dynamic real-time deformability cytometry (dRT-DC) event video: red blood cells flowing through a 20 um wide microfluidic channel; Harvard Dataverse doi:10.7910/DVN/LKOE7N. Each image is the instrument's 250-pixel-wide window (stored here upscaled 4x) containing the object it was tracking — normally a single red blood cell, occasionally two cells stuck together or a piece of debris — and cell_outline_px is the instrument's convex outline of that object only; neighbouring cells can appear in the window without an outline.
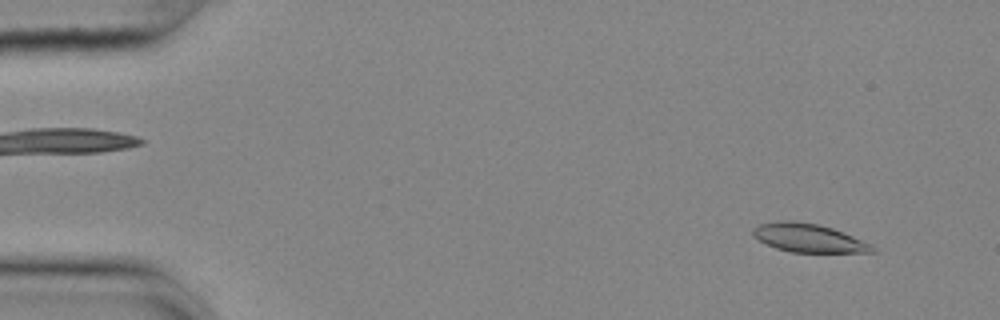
{"species": "common noctule bat (a hibernating species)", "species_latin": "Nyctalus noctula", "temperature_condition": "cold", "stored_images_in_passage": 55, "camera_frame_rate_fps": 3000, "um_per_image_px": 0.085, "animal": {"sex": "female", "body_mass_g": 25.1}, "frame": {"image": 1, "passage_image": 4, "time_ms": 1.0, "image_size_px": [1000, 320], "cell_outline_px": [[876, 252], [792, 252], [776, 248], [752, 236], [752, 228], [760, 224], [776, 220], [792, 220], [816, 224], [832, 228], [872, 244], [876, 248]], "centroid_in_image_um": [68.71, 20.22], "position_along_channel_um": 16.3, "area_um2": 19.71}}
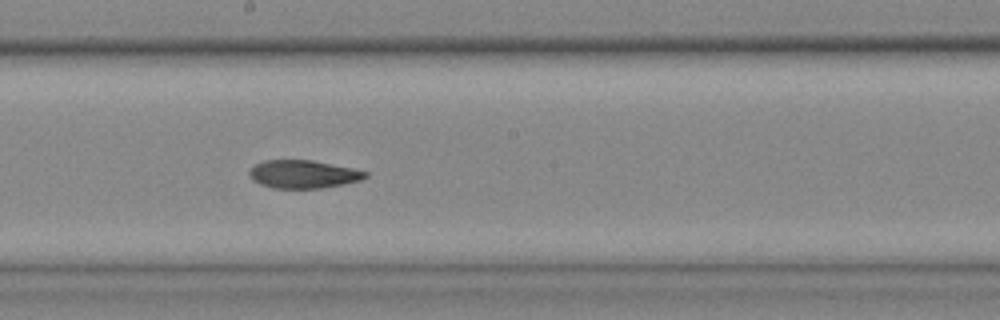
{"frame": {"image": 2, "passage_image": 30, "time_ms": 9.667, "image_size_px": [1000, 320], "cell_outline_px": [[368, 176], [360, 180], [344, 184], [320, 188], [272, 188], [260, 184], [252, 180], [248, 172], [256, 164], [264, 160], [312, 160], [352, 168], [368, 172]], "centroid_in_image_um": [25.77, 14.81], "position_along_channel_um": 222.4, "area_um2": 18.9}}
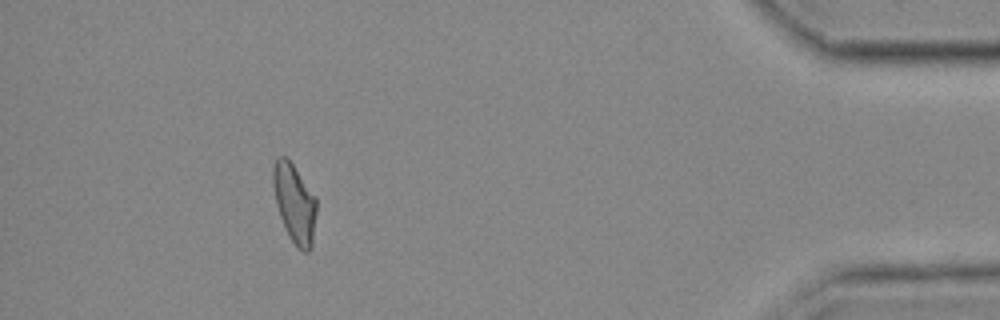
{"frame": {"image": 3, "passage_image": 50, "time_ms": 16.333, "image_size_px": [1000, 320], "cell_outline_px": [[316, 212], [312, 248], [308, 252], [304, 252], [296, 248], [288, 236], [284, 228], [276, 204], [272, 184], [272, 168], [276, 156], [284, 156], [292, 164], [316, 196]], "centroid_in_image_um": [25.02, 17.31], "position_along_channel_um": 410.2, "area_um2": 20.23}, "authors_computed_cell_mechanics": {"area_um2": 20.0566, "velocity_mm_per_s": 3.6285, "shape_relaxation_time_tau1_ms": null, "shape_relaxation_time_tau2_ms": 4.2977, "deformation_change_tau1": null, "deformation_change_tau2": 0.1014}}